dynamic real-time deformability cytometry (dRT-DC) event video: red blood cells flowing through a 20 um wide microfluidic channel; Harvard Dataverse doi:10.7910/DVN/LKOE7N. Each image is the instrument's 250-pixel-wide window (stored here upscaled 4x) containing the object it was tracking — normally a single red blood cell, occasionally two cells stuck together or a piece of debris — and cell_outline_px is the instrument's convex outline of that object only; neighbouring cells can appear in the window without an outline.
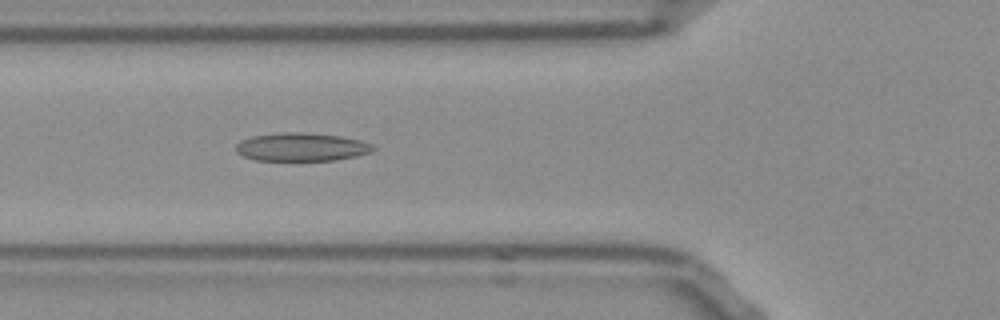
{"species": "Egyptian fruit bat (a non-hibernating species)", "species_latin": "Rousettus aegyptiacus", "temperature_condition": "room temperature", "stored_images_in_passage": 51, "camera_frame_rate_fps": 3000, "um_per_image_px": 0.085, "frame": {"image": 1, "passage_image": 17, "time_ms": 5.333, "image_size_px": [1000, 320], "cell_outline_px": [[376, 148], [372, 152], [356, 156], [332, 160], [256, 160], [244, 156], [236, 152], [236, 144], [240, 140], [252, 136], [280, 132], [308, 132], [340, 136], [360, 140], [372, 144]], "centroid_in_image_um": [25.63, 12.48], "position_along_channel_um": 100.2, "area_um2": 22.66}}
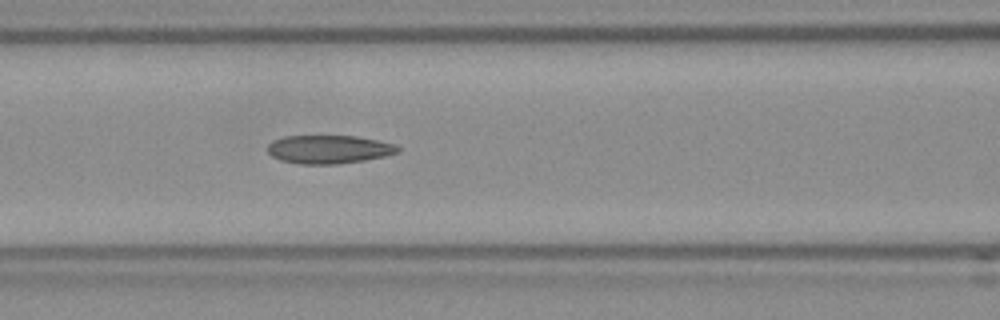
{"frame": {"image": 2, "passage_image": 20, "time_ms": 6.333, "image_size_px": [1000, 320], "cell_outline_px": [[400, 152], [384, 156], [364, 160], [336, 164], [300, 164], [280, 160], [272, 156], [268, 152], [268, 144], [272, 140], [284, 136], [356, 136], [396, 144], [400, 148]], "centroid_in_image_um": [27.95, 12.69], "position_along_channel_um": 138.7, "area_um2": 21.56}}
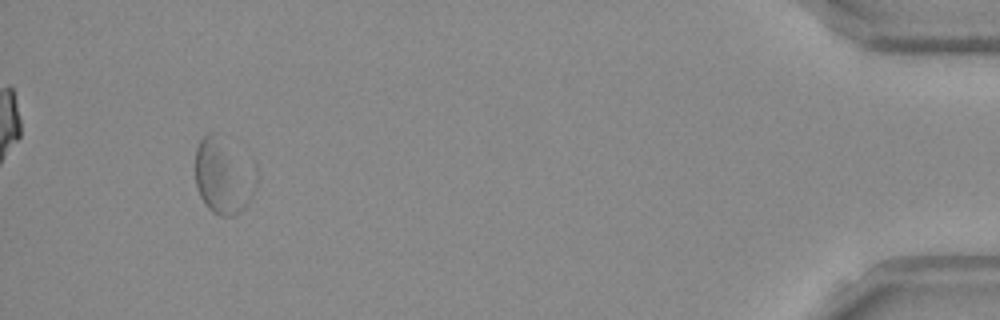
{"frame": {"image": 3, "passage_image": 48, "time_ms": 15.667, "image_size_px": [1000, 320], "cell_outline_px": [[244, 208], [240, 212], [232, 216], [220, 216], [212, 212], [204, 204], [200, 196], [196, 184], [196, 148], [200, 140], [208, 132], [216, 132], [244, 204]], "centroid_in_image_um": [18.39, 15.15], "position_along_channel_um": 416.8, "area_um2": 19.19}, "authors_computed_cell_mechanics": {"area_um2": 22.1374, "velocity_mm_per_s": 3.7904, "shape_relaxation_time_tau1_ms": null, "shape_relaxation_time_tau2_ms": 2.2871, "deformation_change_tau1": null, "deformation_change_tau2": 0.0831}}